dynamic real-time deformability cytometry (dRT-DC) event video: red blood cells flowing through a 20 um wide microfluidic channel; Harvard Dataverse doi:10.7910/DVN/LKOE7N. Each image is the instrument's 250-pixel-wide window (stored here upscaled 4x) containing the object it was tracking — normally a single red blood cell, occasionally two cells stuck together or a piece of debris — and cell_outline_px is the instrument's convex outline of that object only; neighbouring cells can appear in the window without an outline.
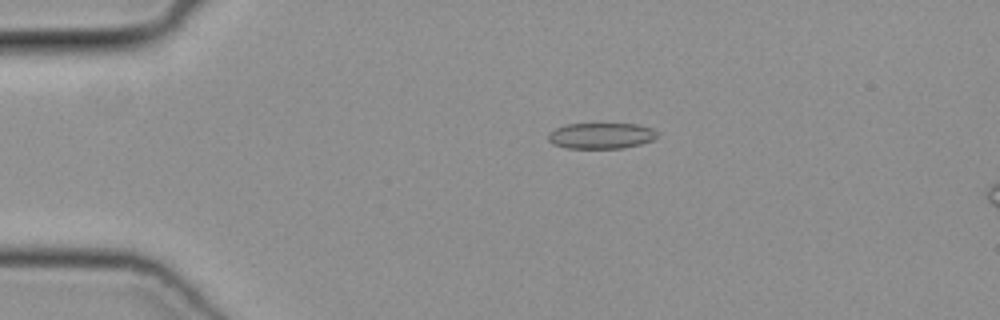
{"species": "common noctule bat (a hibernating species)", "species_latin": "Nyctalus noctula", "temperature_condition": "cold", "stored_images_in_passage": 45, "camera_frame_rate_fps": 3000, "um_per_image_px": 0.085, "animal": {"sex": "female", "body_mass_g": 19.3, "forearm_length_mm": 54.1}, "frame": {"image": 1, "passage_image": 6, "time_ms": 1.667, "image_size_px": [1000, 320], "cell_outline_px": [[656, 136], [652, 140], [640, 144], [620, 148], [568, 148], [552, 144], [548, 140], [548, 132], [556, 128], [568, 124], [636, 124], [652, 128], [656, 132]], "centroid_in_image_um": [51.05, 11.54], "position_along_channel_um": 33.9, "area_um2": 16.3}}
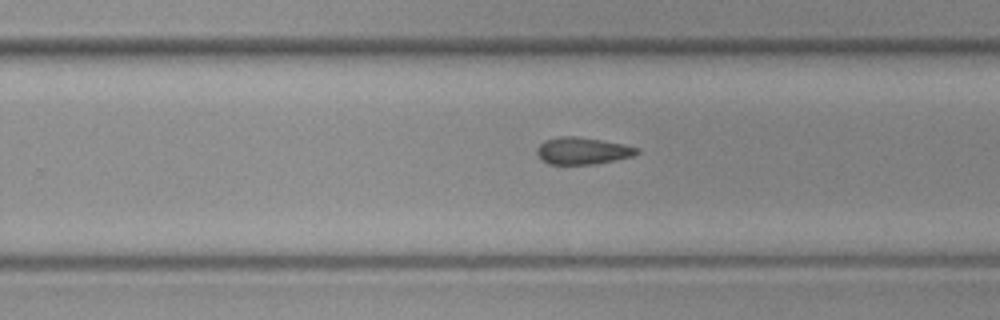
{"frame": {"image": 2, "passage_image": 27, "time_ms": 8.667, "image_size_px": [1000, 320], "cell_outline_px": [[640, 152], [632, 156], [592, 164], [548, 164], [536, 152], [536, 148], [544, 140], [560, 136], [572, 136], [600, 140], [624, 144], [640, 148]], "centroid_in_image_um": [49.51, 12.81], "position_along_channel_um": 280.3, "area_um2": 15.49}}
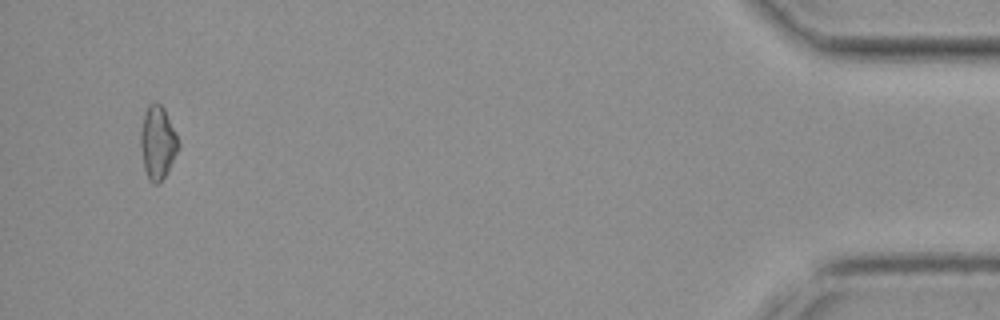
{"frame": {"image": 3, "passage_image": 43, "time_ms": 14.0, "image_size_px": [1000, 320], "cell_outline_px": [[180, 144], [168, 172], [156, 184], [152, 184], [148, 180], [144, 168], [140, 144], [140, 132], [144, 112], [148, 104], [160, 104], [164, 108]], "centroid_in_image_um": [13.38, 12.14], "position_along_channel_um": 421.8, "area_um2": 15.95}}